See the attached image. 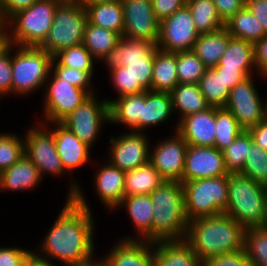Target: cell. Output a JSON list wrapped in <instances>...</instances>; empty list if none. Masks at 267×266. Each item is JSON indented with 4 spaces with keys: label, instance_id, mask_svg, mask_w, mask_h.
Returning <instances> with one entry per match:
<instances>
[{
    "label": "cell",
    "instance_id": "obj_23",
    "mask_svg": "<svg viewBox=\"0 0 267 266\" xmlns=\"http://www.w3.org/2000/svg\"><path fill=\"white\" fill-rule=\"evenodd\" d=\"M41 177L38 168L23 155L11 167L1 172L0 190L2 191H31L40 184Z\"/></svg>",
    "mask_w": 267,
    "mask_h": 266
},
{
    "label": "cell",
    "instance_id": "obj_30",
    "mask_svg": "<svg viewBox=\"0 0 267 266\" xmlns=\"http://www.w3.org/2000/svg\"><path fill=\"white\" fill-rule=\"evenodd\" d=\"M216 67L240 69L247 77L253 76L252 71H256L253 44L231 37Z\"/></svg>",
    "mask_w": 267,
    "mask_h": 266
},
{
    "label": "cell",
    "instance_id": "obj_16",
    "mask_svg": "<svg viewBox=\"0 0 267 266\" xmlns=\"http://www.w3.org/2000/svg\"><path fill=\"white\" fill-rule=\"evenodd\" d=\"M174 132L172 137L156 143L153 151L150 146L149 161L167 181L182 183L188 144L177 131Z\"/></svg>",
    "mask_w": 267,
    "mask_h": 266
},
{
    "label": "cell",
    "instance_id": "obj_46",
    "mask_svg": "<svg viewBox=\"0 0 267 266\" xmlns=\"http://www.w3.org/2000/svg\"><path fill=\"white\" fill-rule=\"evenodd\" d=\"M51 71L58 78L69 81L73 86L85 89L90 95L95 94L94 86L91 84L92 76L88 72L60 65L54 58L51 63Z\"/></svg>",
    "mask_w": 267,
    "mask_h": 266
},
{
    "label": "cell",
    "instance_id": "obj_27",
    "mask_svg": "<svg viewBox=\"0 0 267 266\" xmlns=\"http://www.w3.org/2000/svg\"><path fill=\"white\" fill-rule=\"evenodd\" d=\"M123 206L127 209L128 216L138 231L136 233L139 235L138 240L152 242L153 203L151 196L148 194L126 196L117 208L120 209Z\"/></svg>",
    "mask_w": 267,
    "mask_h": 266
},
{
    "label": "cell",
    "instance_id": "obj_13",
    "mask_svg": "<svg viewBox=\"0 0 267 266\" xmlns=\"http://www.w3.org/2000/svg\"><path fill=\"white\" fill-rule=\"evenodd\" d=\"M199 37L187 5L160 21L157 47L167 52L192 50Z\"/></svg>",
    "mask_w": 267,
    "mask_h": 266
},
{
    "label": "cell",
    "instance_id": "obj_41",
    "mask_svg": "<svg viewBox=\"0 0 267 266\" xmlns=\"http://www.w3.org/2000/svg\"><path fill=\"white\" fill-rule=\"evenodd\" d=\"M253 143L250 133L248 131H243L226 149L222 151L225 167L229 173H238L242 170L248 158L249 148Z\"/></svg>",
    "mask_w": 267,
    "mask_h": 266
},
{
    "label": "cell",
    "instance_id": "obj_26",
    "mask_svg": "<svg viewBox=\"0 0 267 266\" xmlns=\"http://www.w3.org/2000/svg\"><path fill=\"white\" fill-rule=\"evenodd\" d=\"M110 124H123L133 132H140L143 111V92L108 99Z\"/></svg>",
    "mask_w": 267,
    "mask_h": 266
},
{
    "label": "cell",
    "instance_id": "obj_24",
    "mask_svg": "<svg viewBox=\"0 0 267 266\" xmlns=\"http://www.w3.org/2000/svg\"><path fill=\"white\" fill-rule=\"evenodd\" d=\"M153 252L155 266H202L185 240L155 241Z\"/></svg>",
    "mask_w": 267,
    "mask_h": 266
},
{
    "label": "cell",
    "instance_id": "obj_9",
    "mask_svg": "<svg viewBox=\"0 0 267 266\" xmlns=\"http://www.w3.org/2000/svg\"><path fill=\"white\" fill-rule=\"evenodd\" d=\"M94 95L91 94L61 121L64 126L91 148L99 137L103 124H110L107 100H98Z\"/></svg>",
    "mask_w": 267,
    "mask_h": 266
},
{
    "label": "cell",
    "instance_id": "obj_40",
    "mask_svg": "<svg viewBox=\"0 0 267 266\" xmlns=\"http://www.w3.org/2000/svg\"><path fill=\"white\" fill-rule=\"evenodd\" d=\"M244 250L251 266H267V227L246 229Z\"/></svg>",
    "mask_w": 267,
    "mask_h": 266
},
{
    "label": "cell",
    "instance_id": "obj_39",
    "mask_svg": "<svg viewBox=\"0 0 267 266\" xmlns=\"http://www.w3.org/2000/svg\"><path fill=\"white\" fill-rule=\"evenodd\" d=\"M244 130L239 126L232 113L216 107V136L214 147L219 151L226 149Z\"/></svg>",
    "mask_w": 267,
    "mask_h": 266
},
{
    "label": "cell",
    "instance_id": "obj_14",
    "mask_svg": "<svg viewBox=\"0 0 267 266\" xmlns=\"http://www.w3.org/2000/svg\"><path fill=\"white\" fill-rule=\"evenodd\" d=\"M124 16L122 37L132 40L159 39L160 21L155 16L151 0H121Z\"/></svg>",
    "mask_w": 267,
    "mask_h": 266
},
{
    "label": "cell",
    "instance_id": "obj_63",
    "mask_svg": "<svg viewBox=\"0 0 267 266\" xmlns=\"http://www.w3.org/2000/svg\"><path fill=\"white\" fill-rule=\"evenodd\" d=\"M61 2H70V1H75V0H60Z\"/></svg>",
    "mask_w": 267,
    "mask_h": 266
},
{
    "label": "cell",
    "instance_id": "obj_21",
    "mask_svg": "<svg viewBox=\"0 0 267 266\" xmlns=\"http://www.w3.org/2000/svg\"><path fill=\"white\" fill-rule=\"evenodd\" d=\"M132 236L120 239L104 255L108 266H155L153 242L138 240L135 235Z\"/></svg>",
    "mask_w": 267,
    "mask_h": 266
},
{
    "label": "cell",
    "instance_id": "obj_45",
    "mask_svg": "<svg viewBox=\"0 0 267 266\" xmlns=\"http://www.w3.org/2000/svg\"><path fill=\"white\" fill-rule=\"evenodd\" d=\"M24 155V137L16 133L0 134V173Z\"/></svg>",
    "mask_w": 267,
    "mask_h": 266
},
{
    "label": "cell",
    "instance_id": "obj_25",
    "mask_svg": "<svg viewBox=\"0 0 267 266\" xmlns=\"http://www.w3.org/2000/svg\"><path fill=\"white\" fill-rule=\"evenodd\" d=\"M157 49L155 42L121 37L116 46L101 61L106 64L109 71L115 67L125 66V61L155 58Z\"/></svg>",
    "mask_w": 267,
    "mask_h": 266
},
{
    "label": "cell",
    "instance_id": "obj_44",
    "mask_svg": "<svg viewBox=\"0 0 267 266\" xmlns=\"http://www.w3.org/2000/svg\"><path fill=\"white\" fill-rule=\"evenodd\" d=\"M239 173L267 187V151L253 143Z\"/></svg>",
    "mask_w": 267,
    "mask_h": 266
},
{
    "label": "cell",
    "instance_id": "obj_6",
    "mask_svg": "<svg viewBox=\"0 0 267 266\" xmlns=\"http://www.w3.org/2000/svg\"><path fill=\"white\" fill-rule=\"evenodd\" d=\"M11 55L12 95H29L48 79L53 56L41 47L19 46Z\"/></svg>",
    "mask_w": 267,
    "mask_h": 266
},
{
    "label": "cell",
    "instance_id": "obj_62",
    "mask_svg": "<svg viewBox=\"0 0 267 266\" xmlns=\"http://www.w3.org/2000/svg\"><path fill=\"white\" fill-rule=\"evenodd\" d=\"M264 226L267 227V193H266V207H265Z\"/></svg>",
    "mask_w": 267,
    "mask_h": 266
},
{
    "label": "cell",
    "instance_id": "obj_54",
    "mask_svg": "<svg viewBox=\"0 0 267 266\" xmlns=\"http://www.w3.org/2000/svg\"><path fill=\"white\" fill-rule=\"evenodd\" d=\"M37 0H0V9L5 20L19 10L28 8Z\"/></svg>",
    "mask_w": 267,
    "mask_h": 266
},
{
    "label": "cell",
    "instance_id": "obj_37",
    "mask_svg": "<svg viewBox=\"0 0 267 266\" xmlns=\"http://www.w3.org/2000/svg\"><path fill=\"white\" fill-rule=\"evenodd\" d=\"M186 5L199 34L212 33L225 27L213 0H187Z\"/></svg>",
    "mask_w": 267,
    "mask_h": 266
},
{
    "label": "cell",
    "instance_id": "obj_3",
    "mask_svg": "<svg viewBox=\"0 0 267 266\" xmlns=\"http://www.w3.org/2000/svg\"><path fill=\"white\" fill-rule=\"evenodd\" d=\"M153 203L152 242L185 240L189 221L180 181H165L150 194Z\"/></svg>",
    "mask_w": 267,
    "mask_h": 266
},
{
    "label": "cell",
    "instance_id": "obj_28",
    "mask_svg": "<svg viewBox=\"0 0 267 266\" xmlns=\"http://www.w3.org/2000/svg\"><path fill=\"white\" fill-rule=\"evenodd\" d=\"M172 98L170 92H143V111L140 117V132L155 125L166 122L173 116ZM144 130V131H143Z\"/></svg>",
    "mask_w": 267,
    "mask_h": 266
},
{
    "label": "cell",
    "instance_id": "obj_61",
    "mask_svg": "<svg viewBox=\"0 0 267 266\" xmlns=\"http://www.w3.org/2000/svg\"><path fill=\"white\" fill-rule=\"evenodd\" d=\"M0 29H7L6 20L4 19L1 9H0Z\"/></svg>",
    "mask_w": 267,
    "mask_h": 266
},
{
    "label": "cell",
    "instance_id": "obj_53",
    "mask_svg": "<svg viewBox=\"0 0 267 266\" xmlns=\"http://www.w3.org/2000/svg\"><path fill=\"white\" fill-rule=\"evenodd\" d=\"M245 6L259 20L267 34V0H246Z\"/></svg>",
    "mask_w": 267,
    "mask_h": 266
},
{
    "label": "cell",
    "instance_id": "obj_11",
    "mask_svg": "<svg viewBox=\"0 0 267 266\" xmlns=\"http://www.w3.org/2000/svg\"><path fill=\"white\" fill-rule=\"evenodd\" d=\"M37 124L39 126L25 132L24 155L38 168L41 177L48 173L60 177L66 171L56 149L54 134L45 124Z\"/></svg>",
    "mask_w": 267,
    "mask_h": 266
},
{
    "label": "cell",
    "instance_id": "obj_35",
    "mask_svg": "<svg viewBox=\"0 0 267 266\" xmlns=\"http://www.w3.org/2000/svg\"><path fill=\"white\" fill-rule=\"evenodd\" d=\"M225 28L233 38L246 40L252 44L267 35L259 20L246 6L225 23Z\"/></svg>",
    "mask_w": 267,
    "mask_h": 266
},
{
    "label": "cell",
    "instance_id": "obj_20",
    "mask_svg": "<svg viewBox=\"0 0 267 266\" xmlns=\"http://www.w3.org/2000/svg\"><path fill=\"white\" fill-rule=\"evenodd\" d=\"M176 129L191 146L214 147L216 136V107L178 119Z\"/></svg>",
    "mask_w": 267,
    "mask_h": 266
},
{
    "label": "cell",
    "instance_id": "obj_15",
    "mask_svg": "<svg viewBox=\"0 0 267 266\" xmlns=\"http://www.w3.org/2000/svg\"><path fill=\"white\" fill-rule=\"evenodd\" d=\"M145 132H127L111 136L108 161L111 165L127 172L149 161L150 142Z\"/></svg>",
    "mask_w": 267,
    "mask_h": 266
},
{
    "label": "cell",
    "instance_id": "obj_7",
    "mask_svg": "<svg viewBox=\"0 0 267 266\" xmlns=\"http://www.w3.org/2000/svg\"><path fill=\"white\" fill-rule=\"evenodd\" d=\"M188 221L217 216L227 209L228 175L182 182Z\"/></svg>",
    "mask_w": 267,
    "mask_h": 266
},
{
    "label": "cell",
    "instance_id": "obj_48",
    "mask_svg": "<svg viewBox=\"0 0 267 266\" xmlns=\"http://www.w3.org/2000/svg\"><path fill=\"white\" fill-rule=\"evenodd\" d=\"M202 266H250L245 250L212 256L202 261Z\"/></svg>",
    "mask_w": 267,
    "mask_h": 266
},
{
    "label": "cell",
    "instance_id": "obj_33",
    "mask_svg": "<svg viewBox=\"0 0 267 266\" xmlns=\"http://www.w3.org/2000/svg\"><path fill=\"white\" fill-rule=\"evenodd\" d=\"M166 179L153 167L150 161L136 169L125 172L124 195L150 194L162 185Z\"/></svg>",
    "mask_w": 267,
    "mask_h": 266
},
{
    "label": "cell",
    "instance_id": "obj_52",
    "mask_svg": "<svg viewBox=\"0 0 267 266\" xmlns=\"http://www.w3.org/2000/svg\"><path fill=\"white\" fill-rule=\"evenodd\" d=\"M213 2L224 23L245 6V0H213Z\"/></svg>",
    "mask_w": 267,
    "mask_h": 266
},
{
    "label": "cell",
    "instance_id": "obj_31",
    "mask_svg": "<svg viewBox=\"0 0 267 266\" xmlns=\"http://www.w3.org/2000/svg\"><path fill=\"white\" fill-rule=\"evenodd\" d=\"M174 114L179 113L180 119L202 112L210 108L198 84L178 83L170 92Z\"/></svg>",
    "mask_w": 267,
    "mask_h": 266
},
{
    "label": "cell",
    "instance_id": "obj_17",
    "mask_svg": "<svg viewBox=\"0 0 267 266\" xmlns=\"http://www.w3.org/2000/svg\"><path fill=\"white\" fill-rule=\"evenodd\" d=\"M223 152L215 147L188 145L182 182L228 175Z\"/></svg>",
    "mask_w": 267,
    "mask_h": 266
},
{
    "label": "cell",
    "instance_id": "obj_50",
    "mask_svg": "<svg viewBox=\"0 0 267 266\" xmlns=\"http://www.w3.org/2000/svg\"><path fill=\"white\" fill-rule=\"evenodd\" d=\"M153 11L159 21L169 17L178 9L184 7L187 0H151Z\"/></svg>",
    "mask_w": 267,
    "mask_h": 266
},
{
    "label": "cell",
    "instance_id": "obj_18",
    "mask_svg": "<svg viewBox=\"0 0 267 266\" xmlns=\"http://www.w3.org/2000/svg\"><path fill=\"white\" fill-rule=\"evenodd\" d=\"M154 58L125 61V66L111 69L110 77L118 97L151 90Z\"/></svg>",
    "mask_w": 267,
    "mask_h": 266
},
{
    "label": "cell",
    "instance_id": "obj_19",
    "mask_svg": "<svg viewBox=\"0 0 267 266\" xmlns=\"http://www.w3.org/2000/svg\"><path fill=\"white\" fill-rule=\"evenodd\" d=\"M53 124V126H51ZM51 126L49 129L54 134L56 149L61 159L62 166L66 172H72L79 167L89 163L90 150L92 148L82 142L74 133H72L61 122L46 123ZM72 170V171H71Z\"/></svg>",
    "mask_w": 267,
    "mask_h": 266
},
{
    "label": "cell",
    "instance_id": "obj_32",
    "mask_svg": "<svg viewBox=\"0 0 267 266\" xmlns=\"http://www.w3.org/2000/svg\"><path fill=\"white\" fill-rule=\"evenodd\" d=\"M82 5L86 8L89 23L122 36L124 16L121 0Z\"/></svg>",
    "mask_w": 267,
    "mask_h": 266
},
{
    "label": "cell",
    "instance_id": "obj_12",
    "mask_svg": "<svg viewBox=\"0 0 267 266\" xmlns=\"http://www.w3.org/2000/svg\"><path fill=\"white\" fill-rule=\"evenodd\" d=\"M252 76L247 77L230 90L226 106L239 126L248 131L265 120L267 102L262 103Z\"/></svg>",
    "mask_w": 267,
    "mask_h": 266
},
{
    "label": "cell",
    "instance_id": "obj_8",
    "mask_svg": "<svg viewBox=\"0 0 267 266\" xmlns=\"http://www.w3.org/2000/svg\"><path fill=\"white\" fill-rule=\"evenodd\" d=\"M88 22L86 8L78 1L62 2L56 9L50 32L40 46L52 56L83 43Z\"/></svg>",
    "mask_w": 267,
    "mask_h": 266
},
{
    "label": "cell",
    "instance_id": "obj_58",
    "mask_svg": "<svg viewBox=\"0 0 267 266\" xmlns=\"http://www.w3.org/2000/svg\"><path fill=\"white\" fill-rule=\"evenodd\" d=\"M70 266H108V263L106 261L105 258H101L100 260L96 259V255H94L93 257H91L90 259L83 261V262H79L77 264H73Z\"/></svg>",
    "mask_w": 267,
    "mask_h": 266
},
{
    "label": "cell",
    "instance_id": "obj_56",
    "mask_svg": "<svg viewBox=\"0 0 267 266\" xmlns=\"http://www.w3.org/2000/svg\"><path fill=\"white\" fill-rule=\"evenodd\" d=\"M253 142L267 151V121L264 120L248 130Z\"/></svg>",
    "mask_w": 267,
    "mask_h": 266
},
{
    "label": "cell",
    "instance_id": "obj_49",
    "mask_svg": "<svg viewBox=\"0 0 267 266\" xmlns=\"http://www.w3.org/2000/svg\"><path fill=\"white\" fill-rule=\"evenodd\" d=\"M33 251L21 247H0V266H24Z\"/></svg>",
    "mask_w": 267,
    "mask_h": 266
},
{
    "label": "cell",
    "instance_id": "obj_2",
    "mask_svg": "<svg viewBox=\"0 0 267 266\" xmlns=\"http://www.w3.org/2000/svg\"><path fill=\"white\" fill-rule=\"evenodd\" d=\"M246 229L225 213L189 221L185 241L203 261L244 249Z\"/></svg>",
    "mask_w": 267,
    "mask_h": 266
},
{
    "label": "cell",
    "instance_id": "obj_34",
    "mask_svg": "<svg viewBox=\"0 0 267 266\" xmlns=\"http://www.w3.org/2000/svg\"><path fill=\"white\" fill-rule=\"evenodd\" d=\"M178 83L176 52L157 49L153 63L151 90L171 92Z\"/></svg>",
    "mask_w": 267,
    "mask_h": 266
},
{
    "label": "cell",
    "instance_id": "obj_29",
    "mask_svg": "<svg viewBox=\"0 0 267 266\" xmlns=\"http://www.w3.org/2000/svg\"><path fill=\"white\" fill-rule=\"evenodd\" d=\"M231 37L225 27L212 33L199 34L192 51L206 68H214L218 65Z\"/></svg>",
    "mask_w": 267,
    "mask_h": 266
},
{
    "label": "cell",
    "instance_id": "obj_59",
    "mask_svg": "<svg viewBox=\"0 0 267 266\" xmlns=\"http://www.w3.org/2000/svg\"><path fill=\"white\" fill-rule=\"evenodd\" d=\"M9 45L7 29H0V53Z\"/></svg>",
    "mask_w": 267,
    "mask_h": 266
},
{
    "label": "cell",
    "instance_id": "obj_4",
    "mask_svg": "<svg viewBox=\"0 0 267 266\" xmlns=\"http://www.w3.org/2000/svg\"><path fill=\"white\" fill-rule=\"evenodd\" d=\"M267 187L238 173H228V204L224 211L245 229L264 227Z\"/></svg>",
    "mask_w": 267,
    "mask_h": 266
},
{
    "label": "cell",
    "instance_id": "obj_60",
    "mask_svg": "<svg viewBox=\"0 0 267 266\" xmlns=\"http://www.w3.org/2000/svg\"><path fill=\"white\" fill-rule=\"evenodd\" d=\"M81 4H94L99 2H114L117 0H78Z\"/></svg>",
    "mask_w": 267,
    "mask_h": 266
},
{
    "label": "cell",
    "instance_id": "obj_5",
    "mask_svg": "<svg viewBox=\"0 0 267 266\" xmlns=\"http://www.w3.org/2000/svg\"><path fill=\"white\" fill-rule=\"evenodd\" d=\"M61 3L60 0H37L11 15L6 20L9 44L40 47L50 32L54 14Z\"/></svg>",
    "mask_w": 267,
    "mask_h": 266
},
{
    "label": "cell",
    "instance_id": "obj_22",
    "mask_svg": "<svg viewBox=\"0 0 267 266\" xmlns=\"http://www.w3.org/2000/svg\"><path fill=\"white\" fill-rule=\"evenodd\" d=\"M94 175V189L99 200L109 211L118 210V205L125 197V172L108 162L101 165Z\"/></svg>",
    "mask_w": 267,
    "mask_h": 266
},
{
    "label": "cell",
    "instance_id": "obj_51",
    "mask_svg": "<svg viewBox=\"0 0 267 266\" xmlns=\"http://www.w3.org/2000/svg\"><path fill=\"white\" fill-rule=\"evenodd\" d=\"M253 51L256 71L263 78H267V35L253 44Z\"/></svg>",
    "mask_w": 267,
    "mask_h": 266
},
{
    "label": "cell",
    "instance_id": "obj_38",
    "mask_svg": "<svg viewBox=\"0 0 267 266\" xmlns=\"http://www.w3.org/2000/svg\"><path fill=\"white\" fill-rule=\"evenodd\" d=\"M199 89L211 107H225L230 89L215 68H206L198 82Z\"/></svg>",
    "mask_w": 267,
    "mask_h": 266
},
{
    "label": "cell",
    "instance_id": "obj_42",
    "mask_svg": "<svg viewBox=\"0 0 267 266\" xmlns=\"http://www.w3.org/2000/svg\"><path fill=\"white\" fill-rule=\"evenodd\" d=\"M176 67L179 83L198 84L206 67L192 50L176 52Z\"/></svg>",
    "mask_w": 267,
    "mask_h": 266
},
{
    "label": "cell",
    "instance_id": "obj_55",
    "mask_svg": "<svg viewBox=\"0 0 267 266\" xmlns=\"http://www.w3.org/2000/svg\"><path fill=\"white\" fill-rule=\"evenodd\" d=\"M214 68L222 75L225 84H227L230 90L247 78L240 69H224V67Z\"/></svg>",
    "mask_w": 267,
    "mask_h": 266
},
{
    "label": "cell",
    "instance_id": "obj_1",
    "mask_svg": "<svg viewBox=\"0 0 267 266\" xmlns=\"http://www.w3.org/2000/svg\"><path fill=\"white\" fill-rule=\"evenodd\" d=\"M74 181V182H73ZM71 181L66 203L33 254L43 260H59L63 266L86 261L95 255V222L82 188ZM84 194V195H83ZM51 259V260H50Z\"/></svg>",
    "mask_w": 267,
    "mask_h": 266
},
{
    "label": "cell",
    "instance_id": "obj_43",
    "mask_svg": "<svg viewBox=\"0 0 267 266\" xmlns=\"http://www.w3.org/2000/svg\"><path fill=\"white\" fill-rule=\"evenodd\" d=\"M53 58L60 65L86 71L91 76H94V63H96V60L91 56L83 43L65 48L55 54Z\"/></svg>",
    "mask_w": 267,
    "mask_h": 266
},
{
    "label": "cell",
    "instance_id": "obj_10",
    "mask_svg": "<svg viewBox=\"0 0 267 266\" xmlns=\"http://www.w3.org/2000/svg\"><path fill=\"white\" fill-rule=\"evenodd\" d=\"M45 88V94L43 95V113H45L43 116L45 120L41 122L43 124L61 122L90 96L85 89L77 88L69 81L58 78L52 71H50L45 83Z\"/></svg>",
    "mask_w": 267,
    "mask_h": 266
},
{
    "label": "cell",
    "instance_id": "obj_36",
    "mask_svg": "<svg viewBox=\"0 0 267 266\" xmlns=\"http://www.w3.org/2000/svg\"><path fill=\"white\" fill-rule=\"evenodd\" d=\"M121 37L119 33L87 22L83 45L96 61L101 62L102 58L116 46Z\"/></svg>",
    "mask_w": 267,
    "mask_h": 266
},
{
    "label": "cell",
    "instance_id": "obj_64",
    "mask_svg": "<svg viewBox=\"0 0 267 266\" xmlns=\"http://www.w3.org/2000/svg\"><path fill=\"white\" fill-rule=\"evenodd\" d=\"M265 120L267 121V108H266V116H265Z\"/></svg>",
    "mask_w": 267,
    "mask_h": 266
},
{
    "label": "cell",
    "instance_id": "obj_47",
    "mask_svg": "<svg viewBox=\"0 0 267 266\" xmlns=\"http://www.w3.org/2000/svg\"><path fill=\"white\" fill-rule=\"evenodd\" d=\"M16 49V45L9 44L8 47L0 53V96L12 94V67L11 54Z\"/></svg>",
    "mask_w": 267,
    "mask_h": 266
},
{
    "label": "cell",
    "instance_id": "obj_57",
    "mask_svg": "<svg viewBox=\"0 0 267 266\" xmlns=\"http://www.w3.org/2000/svg\"><path fill=\"white\" fill-rule=\"evenodd\" d=\"M56 263H52L51 261H46L36 257L33 253L28 258L24 266H57Z\"/></svg>",
    "mask_w": 267,
    "mask_h": 266
}]
</instances>
